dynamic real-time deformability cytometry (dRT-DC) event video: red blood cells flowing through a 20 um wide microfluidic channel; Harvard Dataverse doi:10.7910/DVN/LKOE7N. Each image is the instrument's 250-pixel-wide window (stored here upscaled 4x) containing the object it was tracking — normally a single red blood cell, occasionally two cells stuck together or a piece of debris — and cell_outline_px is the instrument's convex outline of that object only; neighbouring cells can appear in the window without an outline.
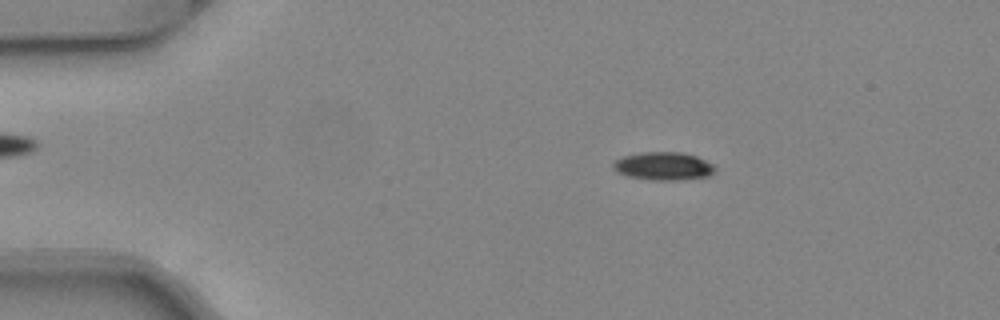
{"species": "common noctule bat (a hibernating species)", "species_latin": "Nyctalus noctula", "temperature_condition": "warm", "stored_images_in_passage": 18, "camera_frame_rate_fps": 3000, "um_per_image_px": 0.085, "animal": {"sex": "female", "body_mass_g": 24.6, "forearm_length_mm": 56.2}, "frame": {"image": 1, "passage_image": 9, "time_ms": 2.667, "image_size_px": [1000, 320], "cell_outline_px": [[716, 172], [708, 176], [680, 180], [652, 180], [628, 176], [616, 172], [612, 168], [612, 164], [616, 160], [624, 156], [640, 152], [684, 152], [696, 156], [712, 164], [716, 168]], "centroid_in_image_um": [56.39, 14.12], "position_along_channel_um": 28.6, "area_um2": 16.76}}
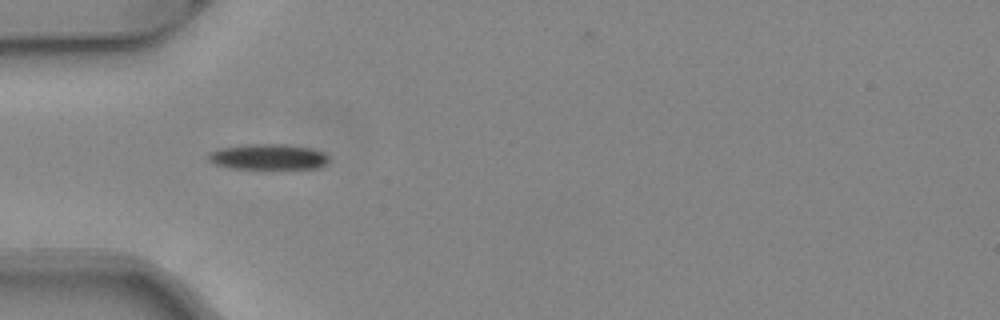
{"frame": {"image": 2, "passage_image": 16, "time_ms": 5.0, "image_size_px": [1000, 320], "cell_outline_px": [[328, 160], [320, 168], [232, 168], [216, 164], [208, 160], [208, 156], [212, 152], [220, 148], [248, 144], [284, 144], [312, 148], [324, 152], [328, 156]], "centroid_in_image_um": [22.83, 13.32], "position_along_channel_um": 62.2, "area_um2": 17.74}}